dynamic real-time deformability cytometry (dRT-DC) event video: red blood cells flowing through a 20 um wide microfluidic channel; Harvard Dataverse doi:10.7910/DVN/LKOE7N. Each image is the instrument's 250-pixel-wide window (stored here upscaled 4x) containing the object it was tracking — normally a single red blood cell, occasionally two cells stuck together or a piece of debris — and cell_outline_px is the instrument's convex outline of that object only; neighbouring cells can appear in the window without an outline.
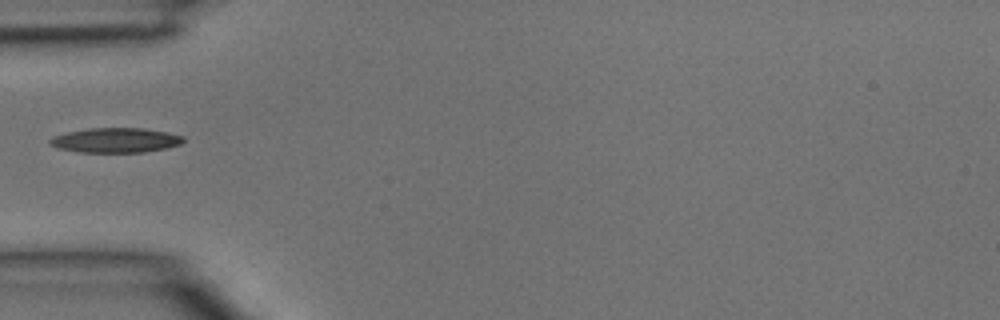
{"species": "common noctule bat (a hibernating species)", "species_latin": "Nyctalus noctula", "temperature_condition": "room temperature", "stored_images_in_passage": 3, "camera_frame_rate_fps": 3000, "um_per_image_px": 0.085, "animal": {"sex": "male", "body_mass_g": 15.6}, "frame": {"image": 1, "passage_image": 3, "time_ms": 0.667, "image_size_px": [1000, 320], "cell_outline_px": [[184, 140], [180, 144], [168, 148], [144, 152], [80, 152], [56, 148], [48, 144], [48, 140], [52, 136], [64, 132], [88, 128], [144, 128], [168, 132], [184, 136]], "centroid_in_image_um": [9.79, 11.91], "position_along_channel_um": 75.2, "area_um2": 19.54}}